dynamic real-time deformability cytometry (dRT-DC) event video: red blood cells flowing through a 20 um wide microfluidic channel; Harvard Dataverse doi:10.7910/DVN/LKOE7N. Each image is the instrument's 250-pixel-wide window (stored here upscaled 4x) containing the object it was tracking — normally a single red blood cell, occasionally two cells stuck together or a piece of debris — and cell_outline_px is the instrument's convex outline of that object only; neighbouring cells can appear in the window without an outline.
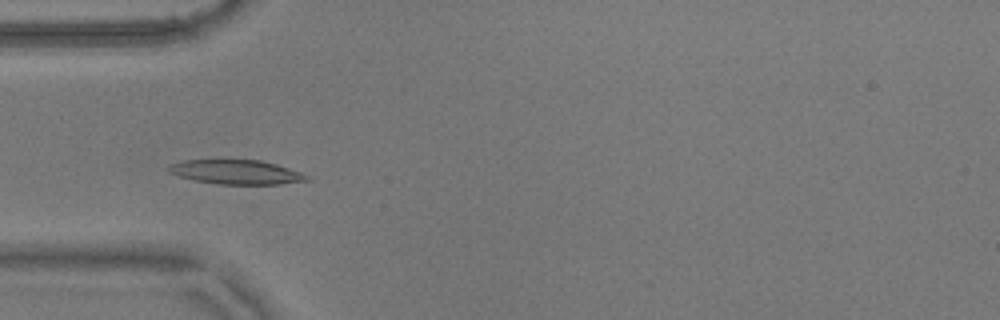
{"species": "common noctule bat (a hibernating species)", "species_latin": "Nyctalus noctula", "temperature_condition": "warm", "stored_images_in_passage": 44, "camera_frame_rate_fps": 3000, "um_per_image_px": 0.085, "animal": {"sex": "male", "body_mass_g": 17.9}, "frame": {"image": 1, "passage_image": 5, "time_ms": 1.333, "image_size_px": [1000, 320], "cell_outline_px": [[312, 180], [280, 184], [216, 184], [176, 176], [168, 172], [168, 164], [184, 160], [260, 160], [276, 164], [312, 176]], "centroid_in_image_um": [20.09, 14.63], "position_along_channel_um": 64.9, "area_um2": 19.71}}
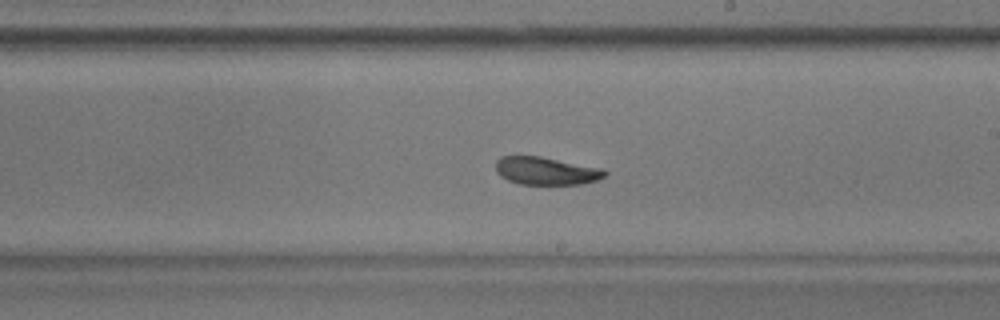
{"frame": {"image": 2, "passage_image": 20, "time_ms": 6.333, "image_size_px": [1000, 320], "cell_outline_px": [[608, 172], [604, 176], [596, 180], [580, 184], [520, 184], [508, 180], [500, 176], [496, 172], [496, 160], [500, 156], [540, 156], [604, 168]], "centroid_in_image_um": [46.41, 14.51], "position_along_channel_um": 242.6, "area_um2": 17.74}}
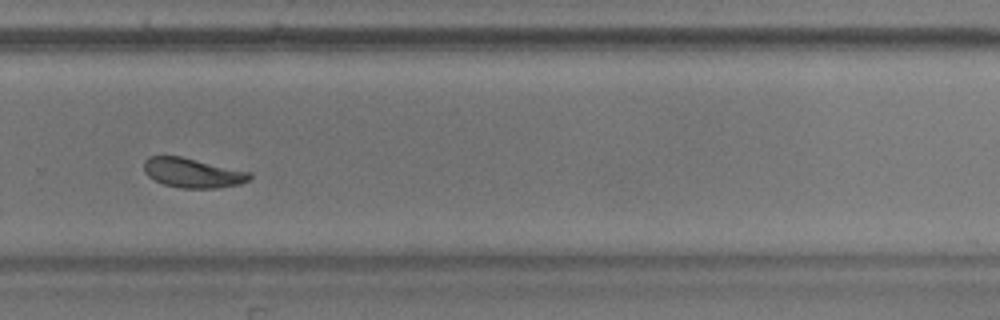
{"frame": {"image": 3, "passage_image": 26, "time_ms": 8.333, "image_size_px": [1000, 320], "cell_outline_px": [[252, 176], [248, 180], [240, 184], [216, 188], [180, 188], [164, 184], [148, 176], [144, 172], [144, 160], [148, 156], [180, 156], [252, 172]], "centroid_in_image_um": [16.38, 14.69], "position_along_channel_um": 313.4, "area_um2": 18.21}, "authors_computed_cell_mechanics": {"area_um2": 18.7561, "velocity_mm_per_s": 3.548, "shape_relaxation_time_tau1_ms": null, "shape_relaxation_time_tau2_ms": 2.8631, "deformation_change_tau1": null, "deformation_change_tau2": 0.0744}}